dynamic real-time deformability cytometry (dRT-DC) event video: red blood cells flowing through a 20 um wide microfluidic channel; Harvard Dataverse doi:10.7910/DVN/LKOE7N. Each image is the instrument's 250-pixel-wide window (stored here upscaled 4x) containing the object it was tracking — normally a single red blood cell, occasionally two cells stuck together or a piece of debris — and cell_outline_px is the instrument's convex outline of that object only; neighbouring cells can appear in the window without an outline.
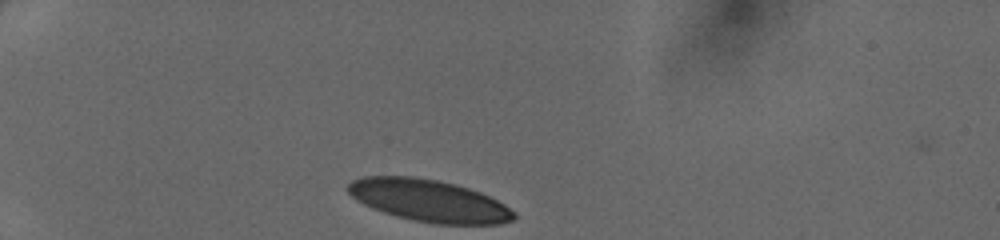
{"species": "human", "species_latin": "Homo sapiens", "temperature_condition": "cold", "stored_images_in_passage": 30, "camera_frame_rate_fps": 3000, "um_per_image_px": 0.085, "donor": {"sex": "female"}, "frame": {"image": 1, "passage_image": 1, "time_ms": 0.0, "image_size_px": [1000, 240], "cell_outline_px": [[516, 216], [512, 220], [500, 224], [436, 224], [412, 220], [396, 216], [372, 208], [356, 200], [344, 188], [352, 180], [364, 176], [412, 176], [436, 180], [468, 188], [480, 192], [504, 204], [516, 212]], "centroid_in_image_um": [36.43, 17.06], "position_along_channel_um": 48.6, "area_um2": 40.63}}
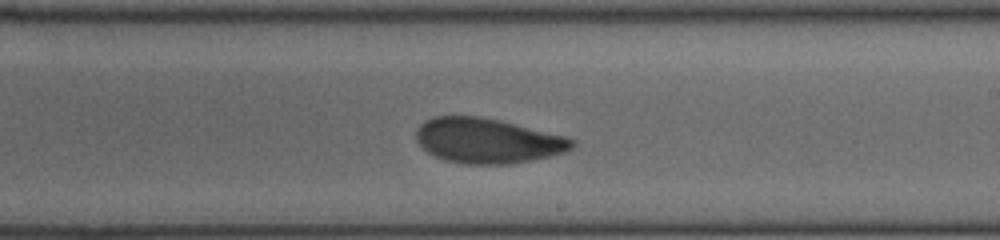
{"frame": {"image": 2, "passage_image": 18, "time_ms": 5.667, "image_size_px": [1000, 240], "cell_outline_px": [[576, 144], [572, 148], [564, 152], [532, 160], [512, 164], [460, 164], [444, 160], [428, 152], [416, 140], [416, 132], [420, 124], [424, 120], [432, 116], [480, 116], [500, 120], [568, 136], [576, 140]], "centroid_in_image_um": [41.46, 11.95], "position_along_channel_um": 247.5, "area_um2": 41.21}}
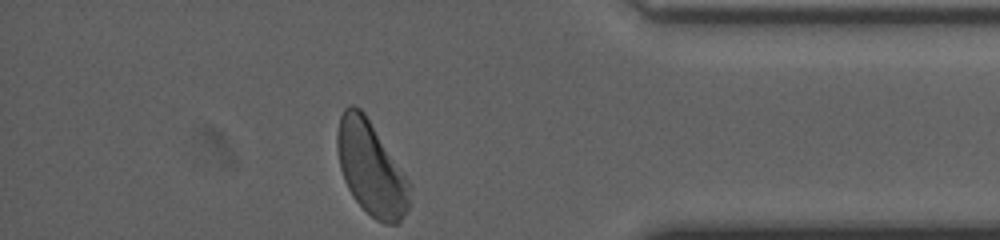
{"frame": {"image": 3, "passage_image": 30, "time_ms": 9.667, "image_size_px": [1000, 240], "cell_outline_px": [[412, 184], [408, 208], [400, 224], [384, 224], [376, 220], [352, 196], [344, 180], [340, 168], [336, 148], [336, 132], [340, 116], [344, 108], [348, 104], [352, 104], [360, 108], [364, 112]], "centroid_in_image_um": [31.54, 14.3], "position_along_channel_um": 403.7, "area_um2": 39.88}}